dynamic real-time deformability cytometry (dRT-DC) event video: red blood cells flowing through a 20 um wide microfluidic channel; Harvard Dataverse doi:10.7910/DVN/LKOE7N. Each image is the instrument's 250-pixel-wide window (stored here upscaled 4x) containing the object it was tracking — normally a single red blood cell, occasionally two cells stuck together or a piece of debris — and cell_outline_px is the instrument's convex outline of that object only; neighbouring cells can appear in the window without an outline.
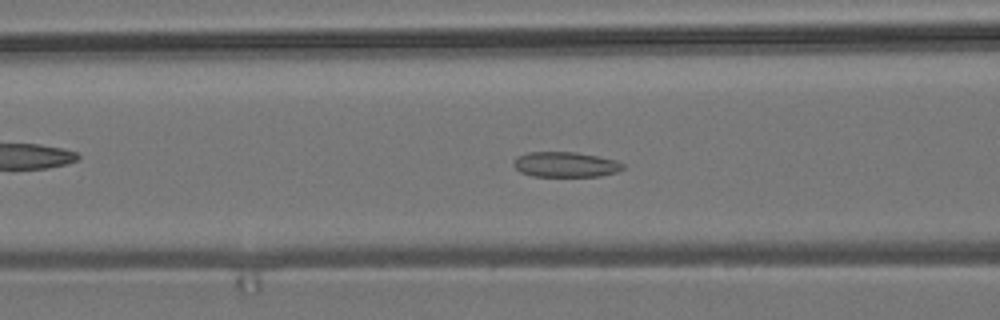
{"species": "common noctule bat (a hibernating species)", "species_latin": "Nyctalus noctula", "temperature_condition": "room temperature", "stored_images_in_passage": 56, "camera_frame_rate_fps": 3000, "um_per_image_px": 0.085, "animal": {"sex": "male", "body_mass_g": 19.2, "forearm_length_mm": 51.8}, "frame": {"image": 1, "passage_image": 21, "time_ms": 6.667, "image_size_px": [1000, 320], "cell_outline_px": [[624, 168], [616, 172], [600, 176], [532, 176], [520, 172], [512, 164], [512, 160], [516, 156], [528, 152], [576, 152], [616, 160], [624, 164]], "centroid_in_image_um": [48.02, 13.98], "position_along_channel_um": 118.6, "area_um2": 16.13}}
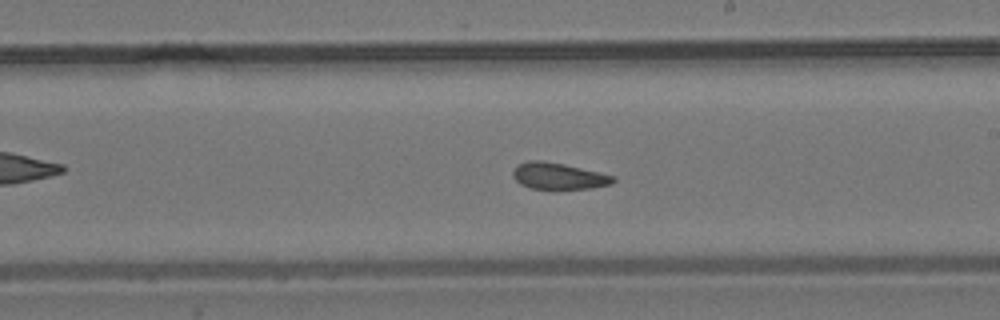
{"frame": {"image": 2, "passage_image": 31, "time_ms": 10.0, "image_size_px": [1000, 320], "cell_outline_px": [[616, 180], [612, 184], [592, 188], [556, 192], [532, 188], [520, 184], [512, 176], [512, 172], [520, 164], [528, 160], [544, 160], [564, 164], [616, 176]], "centroid_in_image_um": [47.51, 15.01], "position_along_channel_um": 241.5, "area_um2": 16.18}}
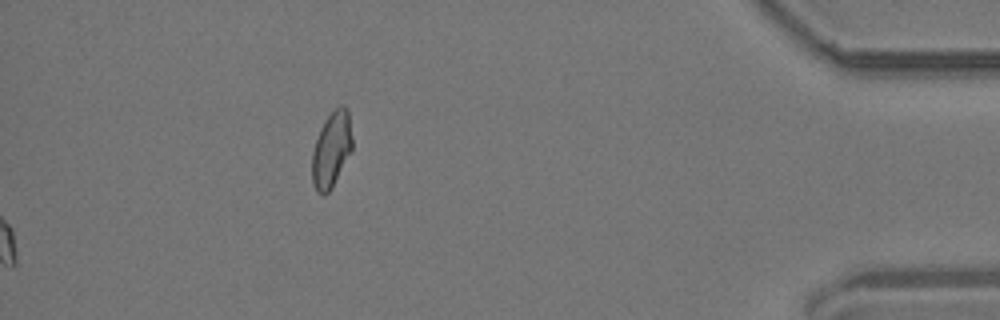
{"frame": {"image": 3, "passage_image": 56, "time_ms": 18.333, "image_size_px": [1000, 320], "cell_outline_px": [[352, 152], [332, 188], [324, 196], [316, 192], [312, 184], [312, 152], [320, 128], [324, 120], [340, 104], [344, 104], [348, 108], [352, 136]], "centroid_in_image_um": [28.18, 12.73], "position_along_channel_um": 407.0, "area_um2": 18.09}, "authors_computed_cell_mechanics": {"area_um2": 16.4152, "velocity_mm_per_s": 3.6944, "shape_relaxation_time_tau1_ms": null, "shape_relaxation_time_tau2_ms": 2.5371, "deformation_change_tau1": null, "deformation_change_tau2": 0.0926}}